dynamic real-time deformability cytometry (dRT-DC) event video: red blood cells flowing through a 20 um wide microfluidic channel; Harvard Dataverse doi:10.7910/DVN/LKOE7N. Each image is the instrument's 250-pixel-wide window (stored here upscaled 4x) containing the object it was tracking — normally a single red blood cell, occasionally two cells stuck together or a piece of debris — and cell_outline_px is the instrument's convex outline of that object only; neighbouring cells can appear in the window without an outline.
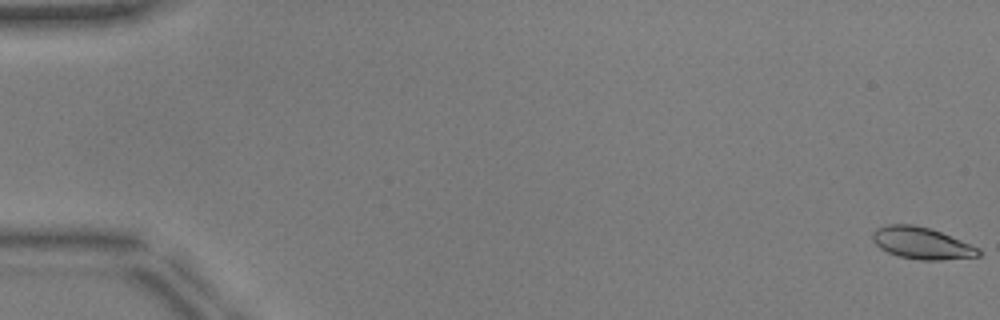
{"species": "common noctule bat (a hibernating species)", "species_latin": "Nyctalus noctula", "temperature_condition": "warm", "stored_images_in_passage": 52, "camera_frame_rate_fps": 3000, "um_per_image_px": 0.085, "animal": {"sex": "male", "body_mass_g": 17.9, "forearm_length_mm": 54.2}, "frame": {"image": 1, "passage_image": 1, "time_ms": 0.0, "image_size_px": [1000, 320], "cell_outline_px": [[984, 252], [980, 256], [940, 260], [920, 260], [900, 256], [888, 252], [880, 248], [872, 240], [872, 232], [876, 228], [888, 224], [912, 224], [928, 228], [940, 232], [980, 248]], "centroid_in_image_um": [78.35, 20.67], "position_along_channel_um": 6.6, "area_um2": 19.59}}
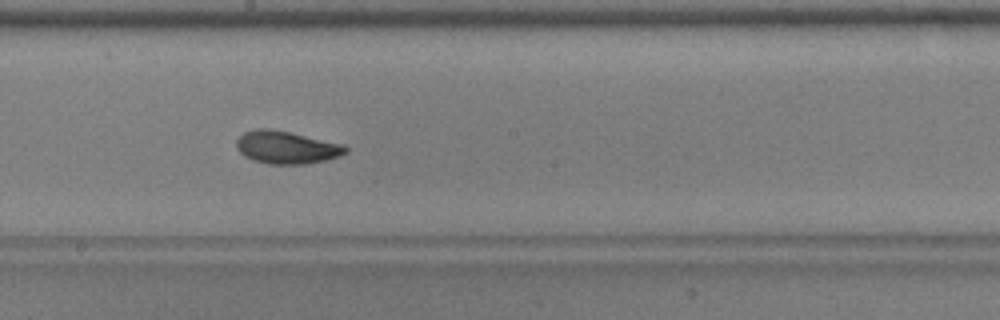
{"frame": {"image": 2, "passage_image": 30, "time_ms": 9.667, "image_size_px": [1000, 320], "cell_outline_px": [[348, 152], [340, 156], [324, 160], [304, 164], [268, 164], [252, 160], [244, 156], [236, 148], [236, 140], [244, 132], [256, 128], [268, 128], [288, 132], [344, 144], [348, 148]], "centroid_in_image_um": [24.33, 12.53], "position_along_channel_um": 223.9, "area_um2": 20.81}}
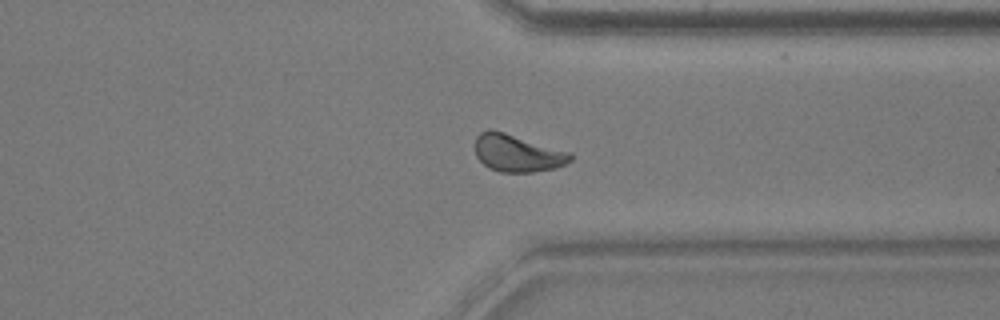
{"frame": {"image": 3, "passage_image": 41, "time_ms": 13.333, "image_size_px": [1000, 320], "cell_outline_px": [[572, 160], [556, 168], [532, 172], [500, 172], [488, 168], [476, 156], [472, 144], [476, 136], [480, 132], [488, 128], [492, 128], [572, 152]], "centroid_in_image_um": [43.93, 12.99], "position_along_channel_um": 367.5, "area_um2": 21.27}, "authors_computed_cell_mechanics": {"area_um2": 20.2589, "velocity_mm_per_s": 3.9213, "shape_relaxation_time_tau1_ms": 3.4907, "shape_relaxation_time_tau2_ms": 1.6763, "deformation_change_tau1": 0.1323, "deformation_change_tau2": 0.0716}}